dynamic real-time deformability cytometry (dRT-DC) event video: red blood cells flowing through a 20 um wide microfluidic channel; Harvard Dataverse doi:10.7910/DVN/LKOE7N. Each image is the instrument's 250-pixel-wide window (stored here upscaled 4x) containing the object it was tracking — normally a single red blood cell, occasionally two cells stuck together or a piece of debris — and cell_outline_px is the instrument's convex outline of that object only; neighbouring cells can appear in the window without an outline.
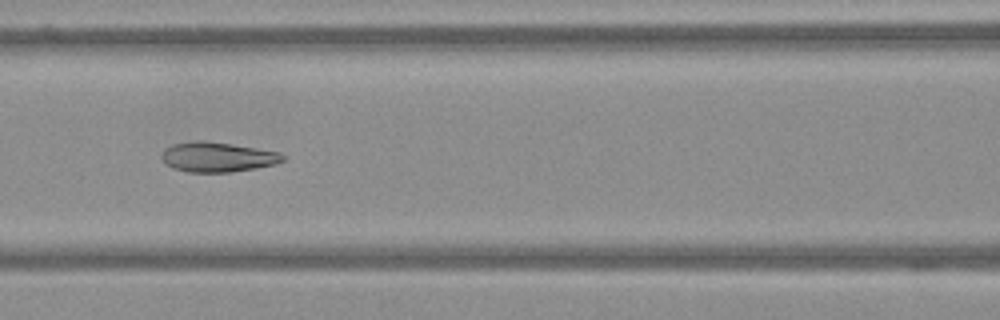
{"species": "Egyptian fruit bat (a non-hibernating species)", "species_latin": "Rousettus aegyptiacus", "temperature_condition": "warm", "stored_images_in_passage": 40, "camera_frame_rate_fps": 3000, "um_per_image_px": 0.085, "frame": {"image": 1, "passage_image": 10, "time_ms": 3.0, "image_size_px": [1000, 320], "cell_outline_px": [[288, 156], [284, 160], [276, 164], [256, 168], [228, 172], [188, 172], [172, 168], [164, 164], [160, 156], [164, 148], [172, 144], [192, 140], [200, 140], [232, 144], [280, 152]], "centroid_in_image_um": [18.46, 13.34], "position_along_channel_um": 148.1, "area_um2": 21.39}}
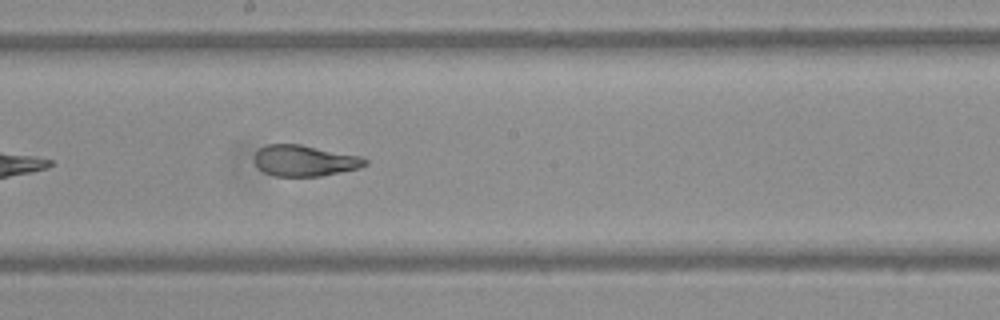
{"frame": {"image": 2, "passage_image": 17, "time_ms": 5.333, "image_size_px": [1000, 320], "cell_outline_px": [[368, 164], [360, 168], [320, 176], [276, 176], [264, 172], [256, 164], [256, 152], [260, 148], [268, 144], [300, 144], [360, 156], [368, 160]], "centroid_in_image_um": [25.93, 13.65], "position_along_channel_um": 222.3, "area_um2": 19.83}}
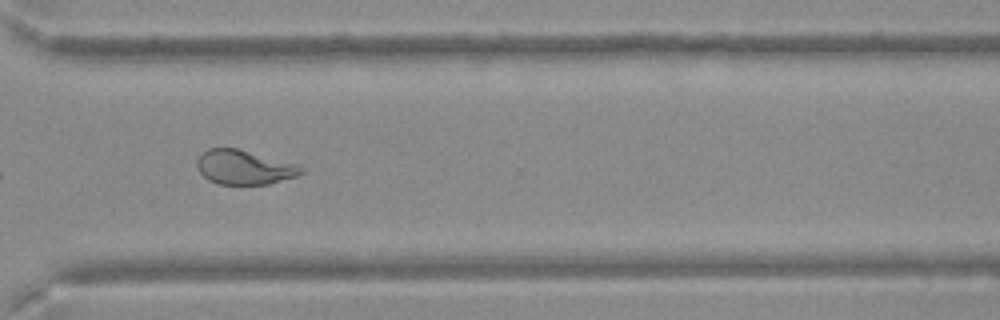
{"frame": {"image": 3, "passage_image": 29, "time_ms": 9.333, "image_size_px": [1000, 320], "cell_outline_px": [[304, 172], [296, 176], [268, 184], [216, 184], [208, 180], [200, 172], [196, 164], [196, 160], [208, 148], [236, 148], [296, 164], [304, 168]], "centroid_in_image_um": [20.74, 14.22], "position_along_channel_um": 349.9, "area_um2": 20.63}}